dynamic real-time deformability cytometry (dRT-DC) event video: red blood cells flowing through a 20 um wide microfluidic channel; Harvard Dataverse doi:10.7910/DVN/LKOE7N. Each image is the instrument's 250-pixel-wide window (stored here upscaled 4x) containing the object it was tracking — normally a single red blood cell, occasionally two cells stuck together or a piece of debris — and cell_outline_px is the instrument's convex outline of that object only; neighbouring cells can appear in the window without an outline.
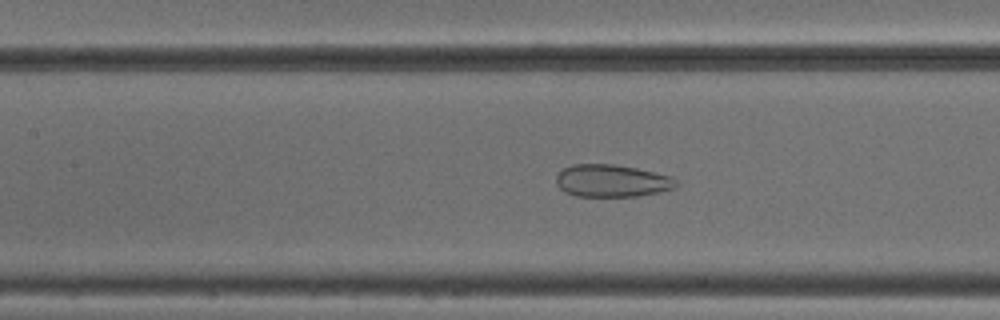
{"species": "common noctule bat (a hibernating species)", "species_latin": "Nyctalus noctula", "temperature_condition": "cold", "stored_images_in_passage": 49, "camera_frame_rate_fps": 3000, "um_per_image_px": 0.085, "animal": {"sex": "male", "body_mass_g": 18.8}, "frame": {"image": 1, "passage_image": 23, "time_ms": 7.333, "image_size_px": [1000, 320], "cell_outline_px": [[680, 184], [676, 188], [660, 192], [636, 196], [576, 196], [564, 192], [556, 184], [556, 176], [564, 168], [572, 164], [612, 164], [636, 168], [672, 176]], "centroid_in_image_um": [52.03, 15.37], "position_along_channel_um": 155.4, "area_um2": 22.77}}
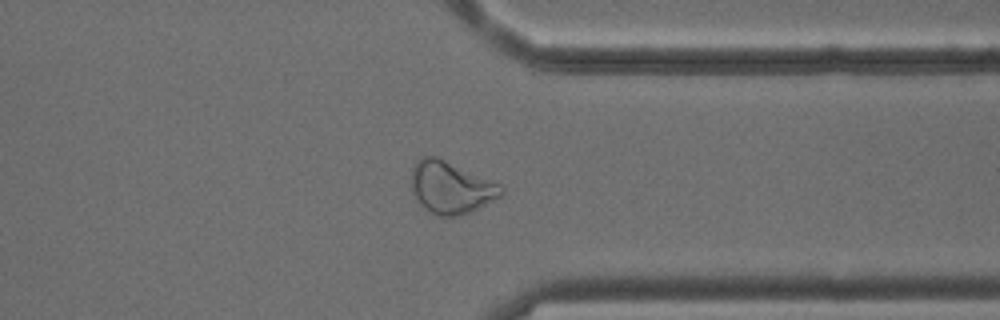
{"frame": {"image": 2, "passage_image": 40, "time_ms": 13.0, "image_size_px": [1000, 320], "cell_outline_px": [[504, 192], [500, 196], [472, 212], [460, 216], [436, 216], [428, 212], [416, 200], [412, 192], [412, 168], [416, 160], [420, 156], [436, 156], [500, 184], [504, 188]], "centroid_in_image_um": [38.3, 15.95], "position_along_channel_um": 373.1, "area_um2": 27.46}}
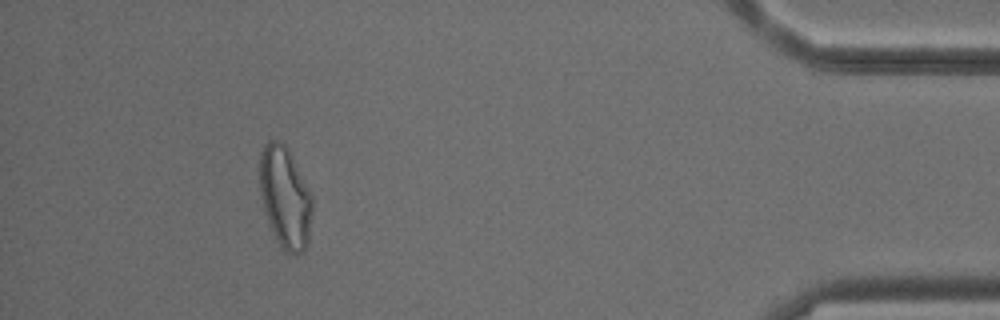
{"frame": {"image": 3, "passage_image": 47, "time_ms": 15.333, "image_size_px": [1000, 320], "cell_outline_px": [[312, 212], [308, 244], [304, 252], [296, 256], [284, 252], [280, 248], [268, 224], [264, 212], [260, 192], [260, 152], [264, 144], [268, 140], [276, 140], [284, 144], [288, 148], [312, 196]], "centroid_in_image_um": [24.23, 16.84], "position_along_channel_um": 411.0, "area_um2": 31.56}}